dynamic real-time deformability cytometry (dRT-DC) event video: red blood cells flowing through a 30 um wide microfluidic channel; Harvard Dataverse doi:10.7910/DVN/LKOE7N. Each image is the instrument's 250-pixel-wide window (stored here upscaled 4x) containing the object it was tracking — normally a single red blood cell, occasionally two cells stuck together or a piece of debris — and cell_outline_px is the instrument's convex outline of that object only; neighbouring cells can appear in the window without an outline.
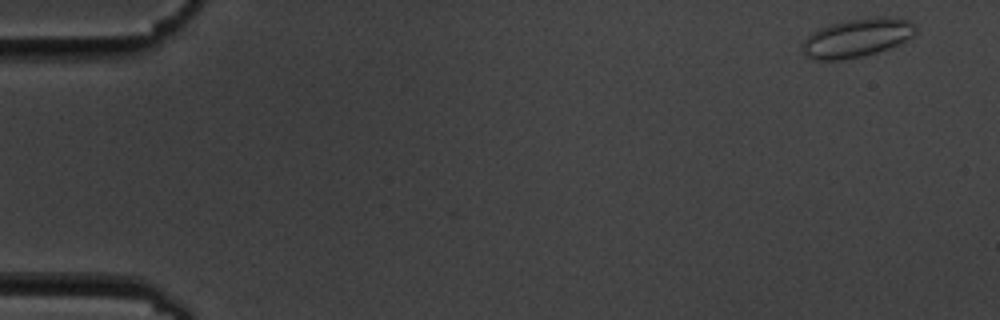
{"species": "common noctule bat (a hibernating species)", "species_latin": "Nyctalus noctula", "temperature_condition": "cold", "stored_images_in_passage": 6, "camera_frame_rate_fps": 3000, "um_per_image_px": 0.085, "animal": {"sex": "male", "body_mass_g": 19.5, "forearm_length_mm": 54.6}, "frame": {"image": 1, "passage_image": 1, "time_ms": 0.0, "image_size_px": [1000, 320], "cell_outline_px": [[916, 32], [912, 36], [888, 48], [876, 52], [860, 56], [840, 60], [812, 60], [804, 56], [800, 44], [812, 32], [820, 28], [832, 24], [848, 20], [884, 16], [912, 20], [916, 28]], "centroid_in_image_um": [72.8, 3.22], "position_along_channel_um": 12.2, "area_um2": 25.32}}
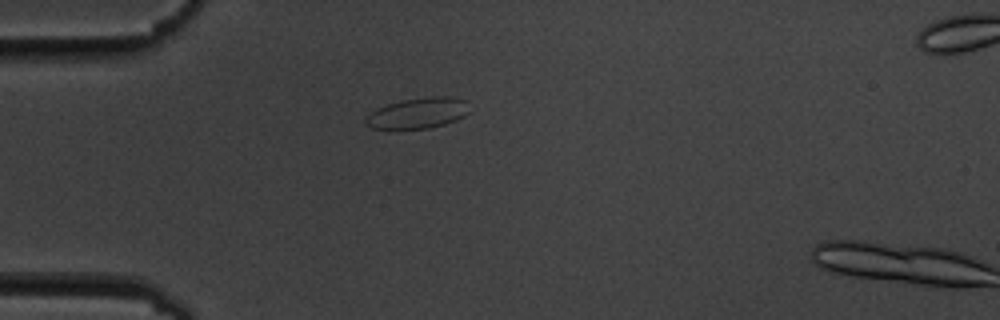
{"frame": {"image": 2, "passage_image": 5, "time_ms": 4.333, "image_size_px": [1000, 320], "cell_outline_px": [[468, 112], [464, 116], [456, 120], [444, 124], [428, 128], [372, 128], [364, 124], [364, 116], [376, 108], [388, 104], [404, 100], [432, 96], [452, 96], [464, 100]], "centroid_in_image_um": [35.47, 9.61], "position_along_channel_um": 49.5, "area_um2": 18.38}}